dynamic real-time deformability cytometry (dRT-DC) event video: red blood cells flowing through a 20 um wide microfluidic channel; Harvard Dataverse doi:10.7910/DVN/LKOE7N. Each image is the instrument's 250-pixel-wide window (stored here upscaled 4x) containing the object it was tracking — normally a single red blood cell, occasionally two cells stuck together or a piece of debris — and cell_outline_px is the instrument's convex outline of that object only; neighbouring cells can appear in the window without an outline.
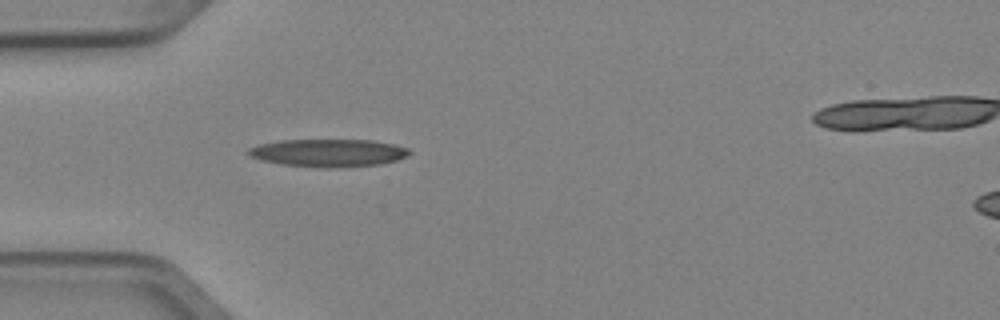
{"species": "Egyptian fruit bat (a non-hibernating species)", "species_latin": "Rousettus aegyptiacus", "temperature_condition": "cold", "stored_images_in_passage": 2, "camera_frame_rate_fps": 3000, "um_per_image_px": 0.085, "animal": {"sex": "female"}, "frame": {"image": 1, "passage_image": 1, "time_ms": 0.0, "image_size_px": [1000, 320], "cell_outline_px": [[412, 152], [408, 156], [396, 160], [380, 164], [336, 168], [324, 168], [280, 164], [260, 160], [248, 156], [248, 148], [260, 144], [280, 140], [372, 140], [392, 144], [408, 148]], "centroid_in_image_um": [27.9, 13.0], "position_along_channel_um": 57.1, "area_um2": 26.13}}